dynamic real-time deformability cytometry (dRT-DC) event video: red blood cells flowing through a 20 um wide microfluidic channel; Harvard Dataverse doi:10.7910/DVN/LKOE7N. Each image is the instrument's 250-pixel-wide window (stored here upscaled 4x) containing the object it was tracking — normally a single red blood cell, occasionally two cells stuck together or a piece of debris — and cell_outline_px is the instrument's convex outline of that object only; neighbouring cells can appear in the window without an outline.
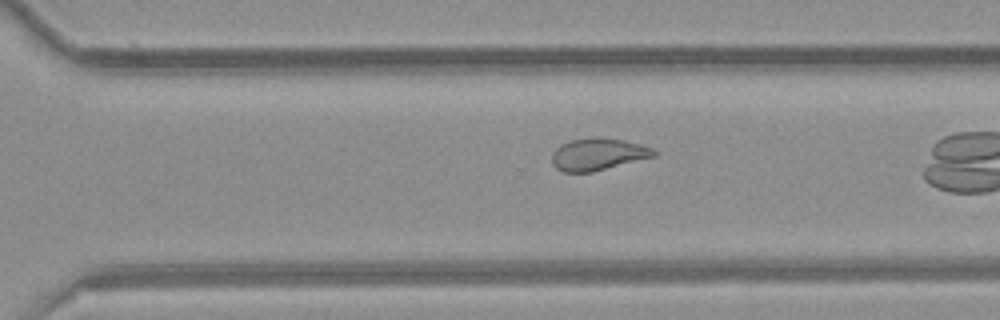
{"species": "common noctule bat (a hibernating species)", "species_latin": "Nyctalus noctula", "temperature_condition": "room temperature", "stored_images_in_passage": 30, "camera_frame_rate_fps": 3000, "um_per_image_px": 0.085, "animal": {"sex": "female", "body_mass_g": 21.9}, "frame": {"image": 1, "passage_image": 26, "time_ms": 8.333, "image_size_px": [1000, 320], "cell_outline_px": [[660, 152], [656, 156], [592, 172], [564, 172], [556, 168], [552, 164], [552, 152], [560, 144], [572, 140], [624, 140], [640, 144], [652, 148]], "centroid_in_image_um": [50.84, 13.16], "position_along_channel_um": 319.8, "area_um2": 18.5}}